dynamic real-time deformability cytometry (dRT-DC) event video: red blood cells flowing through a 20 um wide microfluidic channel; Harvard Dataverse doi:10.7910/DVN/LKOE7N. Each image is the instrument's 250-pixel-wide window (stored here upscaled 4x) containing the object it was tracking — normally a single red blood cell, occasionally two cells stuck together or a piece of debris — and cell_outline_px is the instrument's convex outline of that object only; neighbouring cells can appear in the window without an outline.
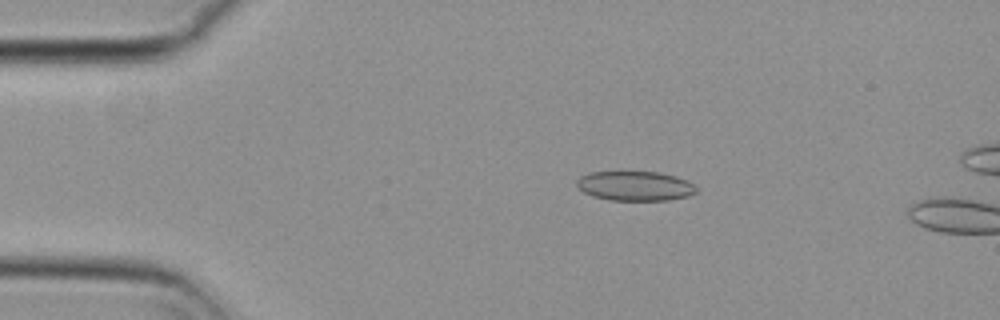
{"species": "common noctule bat (a hibernating species)", "species_latin": "Nyctalus noctula", "temperature_condition": "cold", "stored_images_in_passage": 13, "camera_frame_rate_fps": 3000, "um_per_image_px": 0.085, "animal": {"sex": "female", "body_mass_g": 29.2, "forearm_length_mm": 56.3}, "frame": {"image": 1, "passage_image": 10, "time_ms": 3.0, "image_size_px": [1000, 320], "cell_outline_px": [[696, 192], [688, 196], [668, 200], [608, 200], [592, 196], [584, 192], [576, 184], [576, 180], [580, 176], [588, 172], [660, 172], [676, 176], [688, 180], [696, 184]], "centroid_in_image_um": [53.99, 15.8], "position_along_channel_um": 31.0, "area_um2": 20.75}}